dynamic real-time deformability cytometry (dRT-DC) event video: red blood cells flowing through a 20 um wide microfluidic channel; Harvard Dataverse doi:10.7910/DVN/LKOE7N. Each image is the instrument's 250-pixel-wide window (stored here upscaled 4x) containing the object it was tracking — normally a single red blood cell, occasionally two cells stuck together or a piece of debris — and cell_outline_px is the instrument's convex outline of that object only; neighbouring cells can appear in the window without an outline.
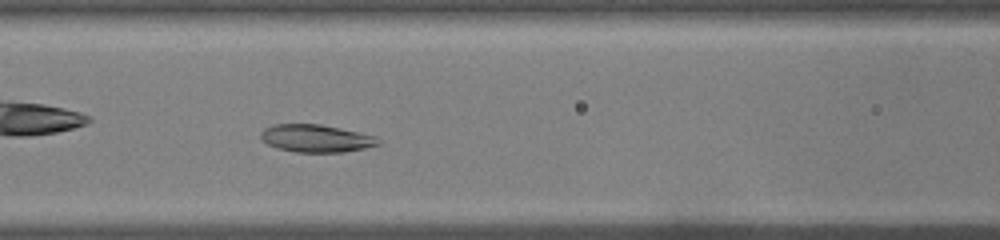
{"species": "common noctule bat (a hibernating species)", "species_latin": "Nyctalus noctula", "temperature_condition": "warm", "stored_images_in_passage": 43, "camera_frame_rate_fps": 3000, "um_per_image_px": 0.085, "animal": {"sex": "male", "body_mass_g": 19.0, "forearm_length_mm": 50.8}, "frame": {"image": 1, "passage_image": 15, "time_ms": 4.667, "image_size_px": [1000, 240], "cell_outline_px": [[380, 144], [364, 148], [344, 152], [296, 152], [276, 148], [260, 140], [260, 132], [264, 128], [272, 124], [320, 124], [360, 132], [376, 136], [380, 140]], "centroid_in_image_um": [26.84, 11.76], "position_along_channel_um": 139.8, "area_um2": 19.07}}
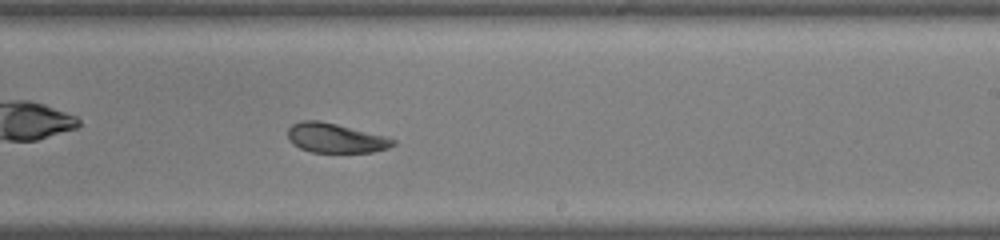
{"frame": {"image": 2, "passage_image": 24, "time_ms": 7.667, "image_size_px": [1000, 240], "cell_outline_px": [[396, 144], [388, 148], [372, 152], [312, 152], [300, 148], [292, 144], [288, 140], [288, 128], [292, 124], [300, 120], [320, 120], [388, 136], [396, 140]], "centroid_in_image_um": [28.52, 11.72], "position_along_channel_um": 260.5, "area_um2": 18.32}}
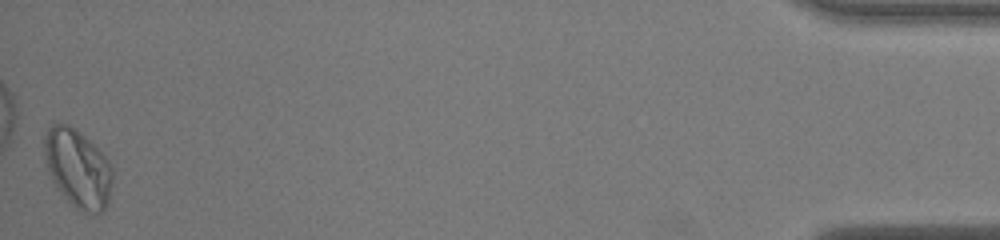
{"frame": {"image": 3, "passage_image": 43, "time_ms": 14.0, "image_size_px": [1000, 240], "cell_outline_px": [[112, 180], [108, 204], [100, 212], [88, 212], [76, 208], [68, 204], [56, 188], [48, 172], [44, 156], [44, 140], [48, 128], [52, 124], [68, 124], [84, 136], [112, 164]], "centroid_in_image_um": [6.59, 14.33], "position_along_channel_um": 428.6, "area_um2": 30.98}, "authors_computed_cell_mechanics": {"area_um2": 22.0218, "velocity_mm_per_s": 4.0359, "shape_relaxation_time_tau1_ms": null, "shape_relaxation_time_tau2_ms": 3.1652, "deformation_change_tau1": null, "deformation_change_tau2": 0.0726}}